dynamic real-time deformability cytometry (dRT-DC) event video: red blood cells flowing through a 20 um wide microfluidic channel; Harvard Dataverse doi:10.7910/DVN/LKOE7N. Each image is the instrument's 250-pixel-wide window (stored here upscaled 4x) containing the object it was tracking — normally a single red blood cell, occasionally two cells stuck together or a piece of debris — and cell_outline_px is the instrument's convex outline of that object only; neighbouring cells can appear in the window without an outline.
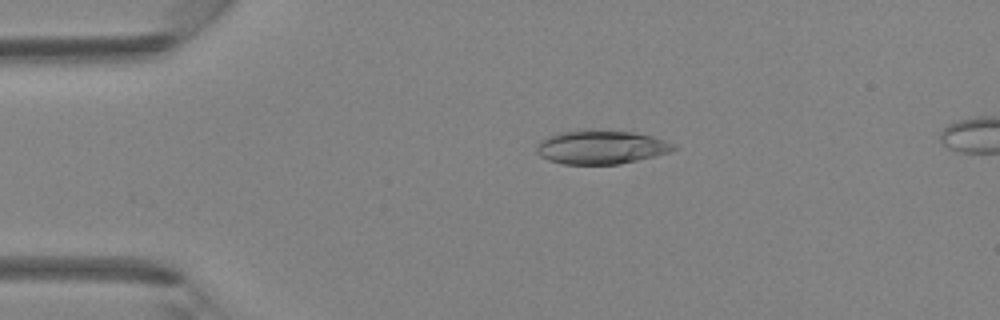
{"species": "Egyptian fruit bat (a non-hibernating species)", "species_latin": "Rousettus aegyptiacus", "temperature_condition": "room temperature", "stored_images_in_passage": 39, "segment_of_instrument_passage": [1, 2], "camera_frame_rate_fps": 3000, "um_per_image_px": 0.085, "animal": {"sex": "female"}, "frame": {"image": 1, "passage_image": 5, "time_ms": 1.333, "image_size_px": [1000, 320], "cell_outline_px": [[680, 148], [656, 156], [620, 164], [564, 164], [548, 160], [540, 156], [536, 152], [536, 144], [540, 140], [548, 136], [560, 132], [584, 128], [596, 128], [636, 132], [652, 136], [676, 144]], "centroid_in_image_um": [51.09, 12.48], "position_along_channel_um": 33.9, "area_um2": 27.74}}
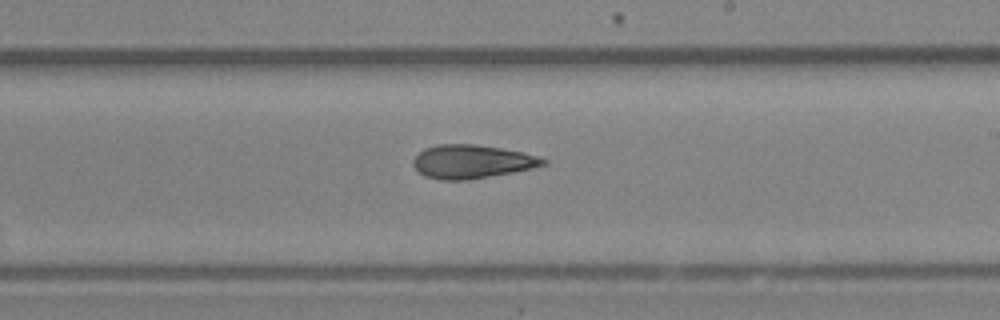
{"frame": {"image": 2, "passage_image": 21, "time_ms": 6.667, "image_size_px": [1000, 320], "cell_outline_px": [[548, 164], [532, 168], [512, 172], [468, 180], [440, 180], [424, 176], [412, 164], [412, 160], [424, 148], [440, 144], [476, 144], [524, 152], [540, 156], [548, 160]], "centroid_in_image_um": [40.13, 13.73], "position_along_channel_um": 248.9, "area_um2": 25.49}}
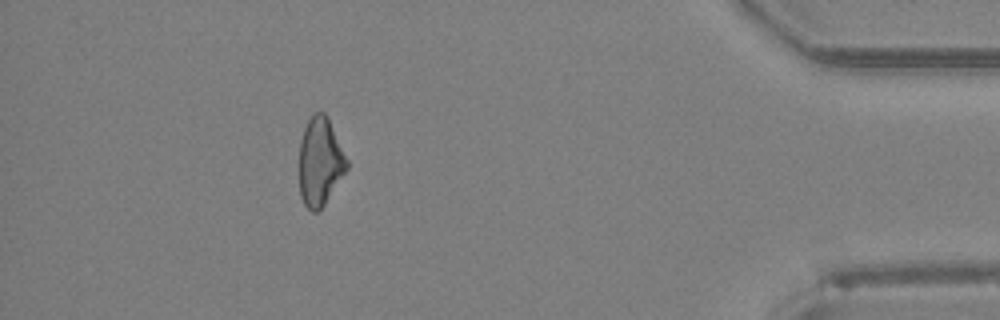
{"frame": {"image": 3, "passage_image": 34, "time_ms": 11.0, "image_size_px": [1000, 320], "cell_outline_px": [[348, 168], [324, 204], [316, 212], [312, 212], [304, 204], [300, 196], [300, 140], [304, 128], [312, 112], [324, 112], [328, 116], [348, 160]], "centroid_in_image_um": [27.21, 13.7], "position_along_channel_um": 408.0, "area_um2": 24.45}}